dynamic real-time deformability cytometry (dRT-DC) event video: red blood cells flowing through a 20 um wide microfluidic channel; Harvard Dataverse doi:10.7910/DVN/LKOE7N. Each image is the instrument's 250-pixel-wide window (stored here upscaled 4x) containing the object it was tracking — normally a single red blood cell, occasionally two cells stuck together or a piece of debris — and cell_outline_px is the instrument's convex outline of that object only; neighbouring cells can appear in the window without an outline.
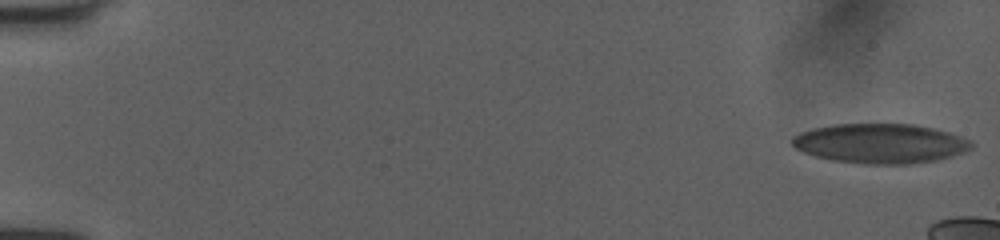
{"species": "human", "species_latin": "Homo sapiens", "temperature_condition": "room temperature", "stored_images_in_passage": 13, "camera_frame_rate_fps": 3000, "um_per_image_px": 0.085, "donor": {"sex": "female"}, "frame": {"image": 1, "passage_image": 1, "time_ms": 0.0, "image_size_px": [1000, 240], "cell_outline_px": [[976, 144], [972, 148], [964, 152], [932, 160], [904, 164], [868, 164], [832, 160], [816, 156], [804, 152], [796, 148], [792, 144], [792, 136], [800, 132], [812, 128], [832, 124], [916, 124], [948, 132], [960, 136]], "centroid_in_image_um": [74.79, 12.18], "position_along_channel_um": 10.2, "area_um2": 41.15}}